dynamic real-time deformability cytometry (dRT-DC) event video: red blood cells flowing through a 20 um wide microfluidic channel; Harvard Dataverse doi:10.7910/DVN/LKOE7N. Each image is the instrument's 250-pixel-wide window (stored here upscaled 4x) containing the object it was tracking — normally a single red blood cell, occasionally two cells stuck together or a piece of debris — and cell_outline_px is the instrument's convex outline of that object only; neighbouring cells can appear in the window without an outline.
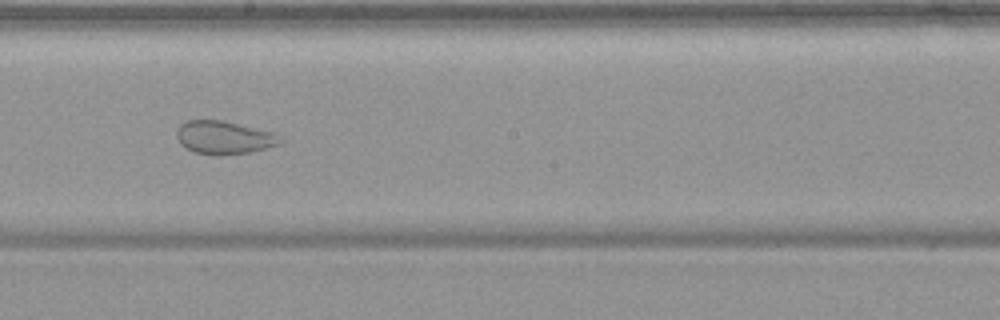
{"species": "common noctule bat (a hibernating species)", "species_latin": "Nyctalus noctula", "temperature_condition": "warm", "stored_images_in_passage": 54, "camera_frame_rate_fps": 3000, "um_per_image_px": 0.085, "animal": {"sex": "female", "body_mass_g": 19.9}, "frame": {"image": 1, "passage_image": 31, "time_ms": 10.0, "image_size_px": [1000, 320], "cell_outline_px": [[284, 140], [276, 144], [264, 148], [248, 152], [220, 156], [216, 156], [196, 152], [180, 144], [176, 136], [176, 132], [180, 124], [188, 120], [220, 120], [272, 132]], "centroid_in_image_um": [18.98, 11.69], "position_along_channel_um": 229.2, "area_um2": 19.65}}
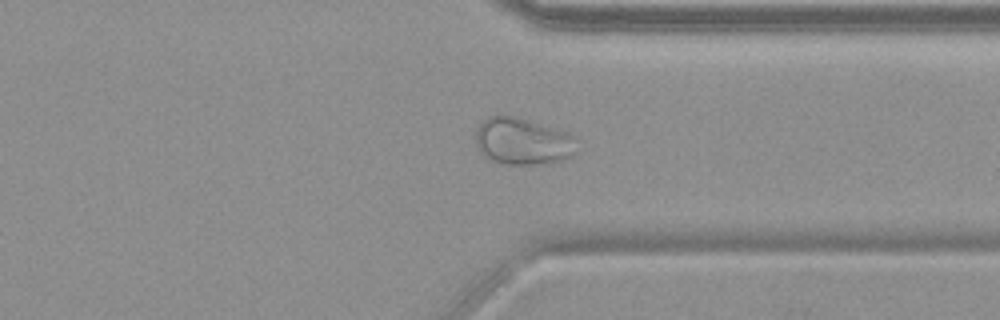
{"frame": {"image": 2, "passage_image": 42, "time_ms": 13.667, "image_size_px": [1000, 320], "cell_outline_px": [[572, 156], [564, 160], [544, 164], [504, 164], [492, 160], [484, 156], [480, 152], [476, 144], [476, 128], [488, 116], [496, 112], [500, 112], [516, 116], [568, 132], [572, 136]], "centroid_in_image_um": [44.34, 11.98], "position_along_channel_um": 367.1, "area_um2": 27.8}}
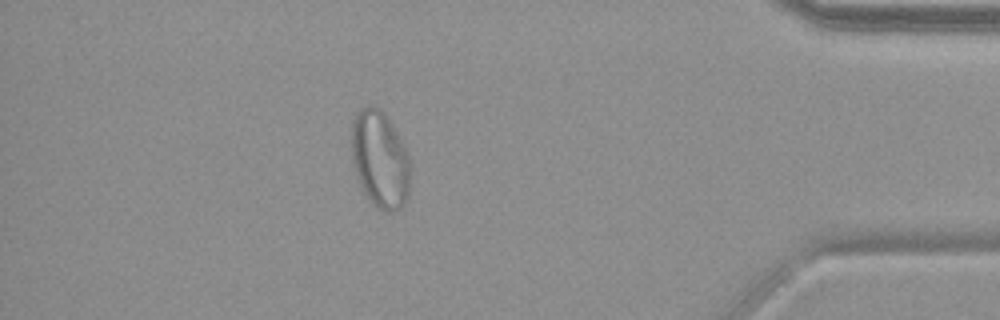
{"frame": {"image": 3, "passage_image": 48, "time_ms": 15.667, "image_size_px": [1000, 320], "cell_outline_px": [[412, 168], [408, 196], [404, 204], [400, 208], [392, 212], [384, 212], [372, 204], [364, 192], [360, 184], [352, 160], [352, 120], [356, 112], [360, 108], [372, 104], [380, 108], [384, 112], [392, 124], [404, 144], [412, 164]], "centroid_in_image_um": [32.33, 13.54], "position_along_channel_um": 402.9, "area_um2": 33.87}}